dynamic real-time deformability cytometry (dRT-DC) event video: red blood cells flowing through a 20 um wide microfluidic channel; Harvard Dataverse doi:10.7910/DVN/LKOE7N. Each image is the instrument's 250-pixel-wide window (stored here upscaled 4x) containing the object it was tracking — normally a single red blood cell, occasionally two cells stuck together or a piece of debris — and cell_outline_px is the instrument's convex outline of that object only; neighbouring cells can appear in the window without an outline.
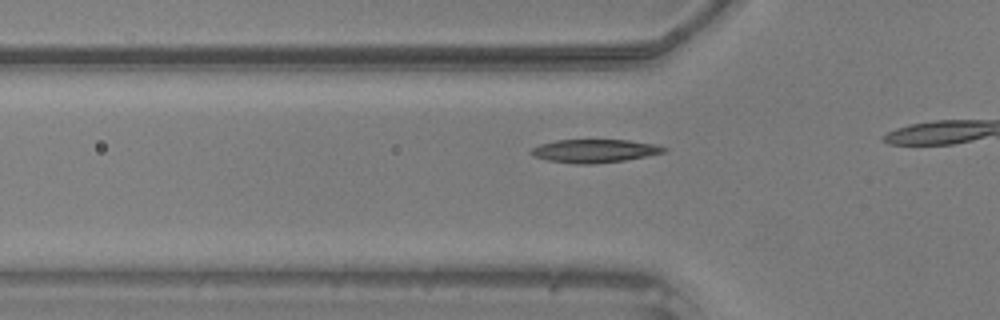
{"species": "common noctule bat (a hibernating species)", "species_latin": "Nyctalus noctula", "temperature_condition": "warm", "stored_images_in_passage": 12, "camera_frame_rate_fps": 3000, "um_per_image_px": 0.085, "animal": {"sex": "male", "body_mass_g": 20.5, "forearm_length_mm": 52.5}, "frame": {"image": 1, "passage_image": 7, "time_ms": 2.0, "image_size_px": [1000, 320], "cell_outline_px": [[668, 148], [664, 152], [624, 160], [592, 164], [576, 164], [548, 160], [536, 156], [528, 152], [532, 148], [540, 144], [556, 140], [628, 140], [656, 144]], "centroid_in_image_um": [50.52, 12.82], "position_along_channel_um": 75.3, "area_um2": 17.8}}
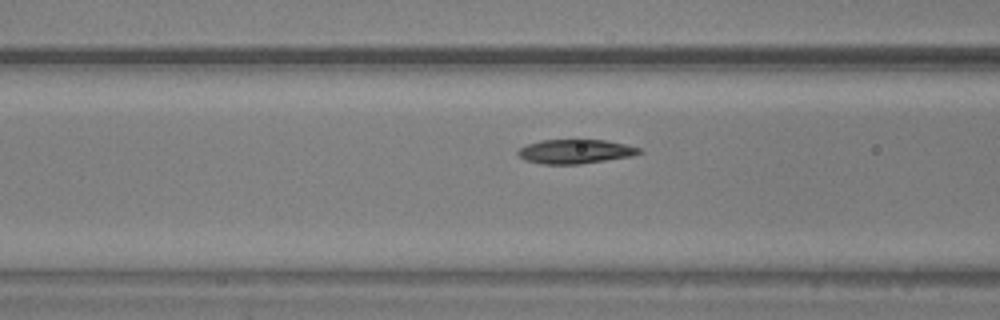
{"frame": {"image": 2, "passage_image": 10, "time_ms": 3.0, "image_size_px": [1000, 320], "cell_outline_px": [[644, 152], [632, 156], [580, 164], [544, 164], [524, 160], [516, 152], [520, 148], [528, 144], [540, 140], [604, 140], [624, 144], [640, 148]], "centroid_in_image_um": [48.9, 12.88], "position_along_channel_um": 117.7, "area_um2": 16.99}}